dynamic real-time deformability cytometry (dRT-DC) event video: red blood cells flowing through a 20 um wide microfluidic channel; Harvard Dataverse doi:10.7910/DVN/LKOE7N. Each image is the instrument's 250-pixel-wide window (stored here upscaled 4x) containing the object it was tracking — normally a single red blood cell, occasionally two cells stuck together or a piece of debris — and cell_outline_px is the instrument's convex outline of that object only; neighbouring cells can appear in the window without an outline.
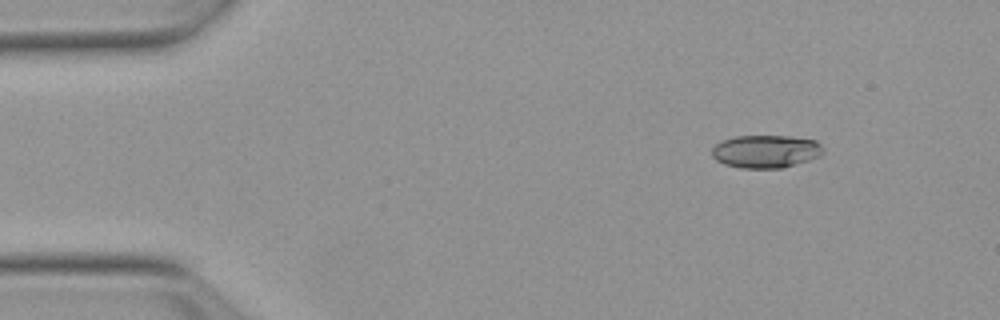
{"species": "Egyptian fruit bat (a non-hibernating species)", "species_latin": "Rousettus aegyptiacus", "temperature_condition": "warm", "stored_images_in_passage": 47, "camera_frame_rate_fps": 3000, "um_per_image_px": 0.085, "animal": {"sex": "female"}, "frame": {"image": 1, "passage_image": 1, "time_ms": 0.0, "image_size_px": [1000, 320], "cell_outline_px": [[824, 152], [820, 156], [784, 168], [740, 168], [724, 164], [716, 160], [712, 156], [712, 148], [720, 140], [736, 136], [788, 136], [816, 140], [824, 148]], "centroid_in_image_um": [65.09, 12.87], "position_along_channel_um": 19.9, "area_um2": 21.5}}
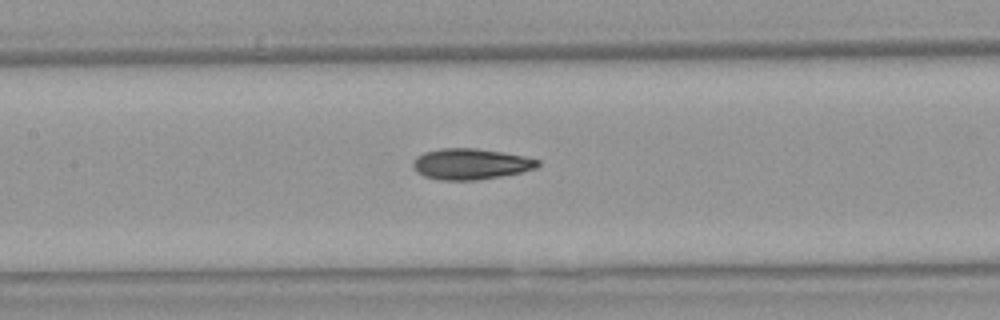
{"frame": {"image": 2, "passage_image": 19, "time_ms": 6.0, "image_size_px": [1000, 320], "cell_outline_px": [[540, 164], [536, 168], [520, 172], [500, 176], [476, 180], [440, 180], [424, 176], [416, 172], [412, 164], [412, 160], [416, 156], [424, 152], [440, 148], [476, 148], [524, 156], [540, 160]], "centroid_in_image_um": [39.96, 13.93], "position_along_channel_um": 167.4, "area_um2": 22.48}}
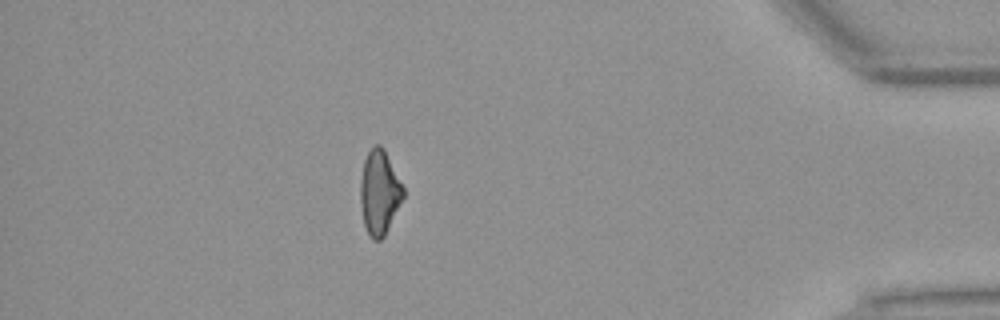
{"frame": {"image": 3, "passage_image": 41, "time_ms": 13.333, "image_size_px": [1000, 320], "cell_outline_px": [[404, 196], [384, 236], [380, 240], [372, 240], [364, 224], [360, 204], [360, 180], [364, 160], [372, 144], [380, 144], [384, 148], [404, 188]], "centroid_in_image_um": [32.24, 16.32], "position_along_channel_um": 403.0, "area_um2": 21.04}, "authors_computed_cell_mechanics": {"area_um2": 21.9062, "velocity_mm_per_s": 3.8604, "shape_relaxation_time_tau1_ms": 6.2077, "shape_relaxation_time_tau2_ms": 3.6926, "deformation_change_tau1": 0.1711, "deformation_change_tau2": 0.1112}}